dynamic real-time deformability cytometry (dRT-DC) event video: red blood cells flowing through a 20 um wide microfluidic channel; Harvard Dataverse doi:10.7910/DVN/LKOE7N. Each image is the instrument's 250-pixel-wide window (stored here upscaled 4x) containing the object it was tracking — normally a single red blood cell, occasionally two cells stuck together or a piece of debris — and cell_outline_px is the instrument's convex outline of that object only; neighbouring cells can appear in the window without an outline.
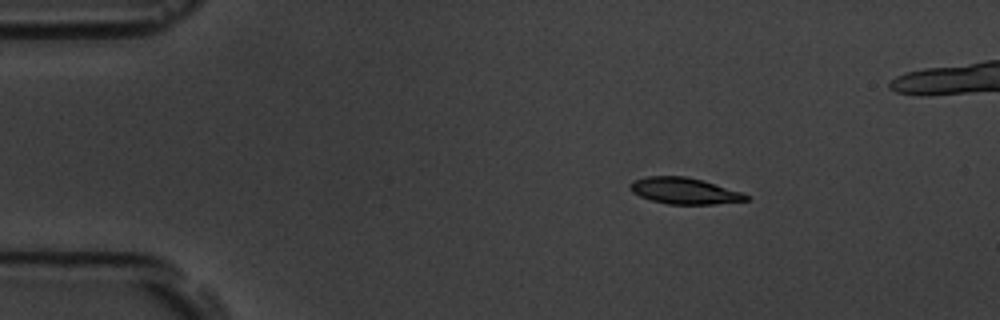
{"species": "common noctule bat (a hibernating species)", "species_latin": "Nyctalus noctula", "temperature_condition": "room temperature", "stored_images_in_passage": 4, "camera_frame_rate_fps": 3000, "um_per_image_px": 0.085, "animal": {"sex": "male", "body_mass_g": 19.5, "forearm_length_mm": 54.6}, "frame": {"image": 1, "passage_image": 1, "time_ms": 0.0, "image_size_px": [1000, 320], "cell_outline_px": [[748, 200], [712, 204], [668, 204], [652, 200], [640, 196], [632, 192], [628, 188], [628, 184], [632, 180], [648, 176], [684, 176], [700, 180], [744, 192], [748, 196]], "centroid_in_image_um": [58.12, 16.22], "position_along_channel_um": 26.9, "area_um2": 17.69}}